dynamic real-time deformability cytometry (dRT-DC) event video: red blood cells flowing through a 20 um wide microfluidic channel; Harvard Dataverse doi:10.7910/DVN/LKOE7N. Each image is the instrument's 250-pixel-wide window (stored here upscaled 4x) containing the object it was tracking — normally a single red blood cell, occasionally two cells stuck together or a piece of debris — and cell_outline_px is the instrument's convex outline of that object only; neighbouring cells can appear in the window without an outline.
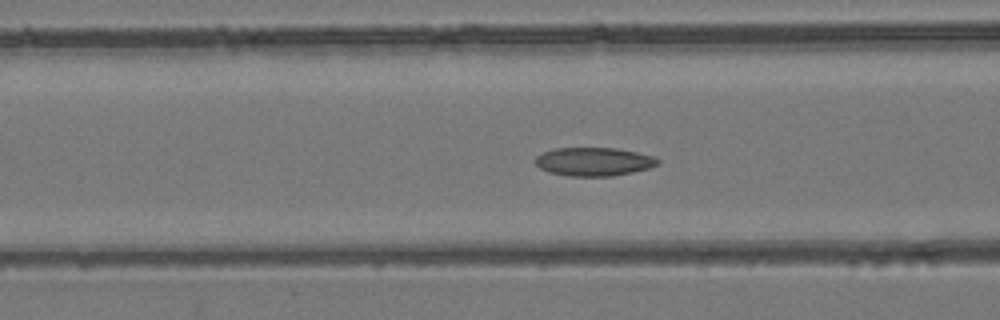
{"species": "common noctule bat (a hibernating species)", "species_latin": "Nyctalus noctula", "temperature_condition": "room temperature", "stored_images_in_passage": 55, "camera_frame_rate_fps": 3000, "um_per_image_px": 0.085, "animal": {"sex": "female", "body_mass_g": 24.6, "forearm_length_mm": 56.2}, "frame": {"image": 1, "passage_image": 22, "time_ms": 7.0, "image_size_px": [1000, 320], "cell_outline_px": [[660, 164], [648, 168], [632, 172], [612, 176], [568, 176], [548, 172], [540, 168], [532, 160], [536, 156], [544, 152], [556, 148], [616, 148], [636, 152], [652, 156], [660, 160]], "centroid_in_image_um": [50.45, 13.74], "position_along_channel_um": 116.2, "area_um2": 20.35}}
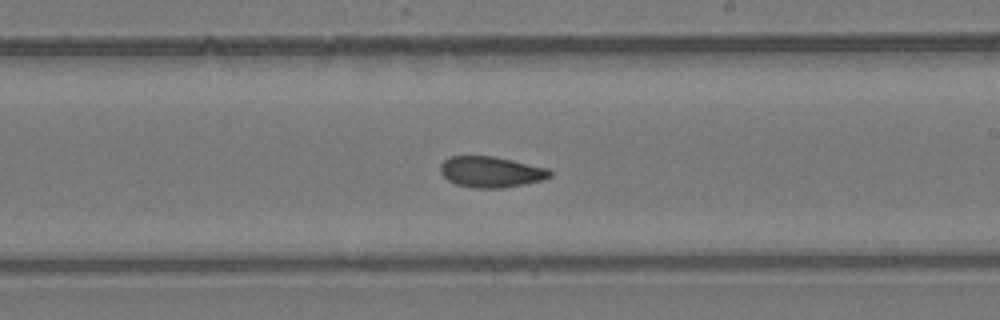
{"frame": {"image": 2, "passage_image": 32, "time_ms": 10.333, "image_size_px": [1000, 320], "cell_outline_px": [[552, 176], [540, 180], [524, 184], [500, 188], [472, 188], [456, 184], [448, 180], [440, 172], [440, 164], [448, 156], [492, 156], [512, 160], [548, 168], [552, 172]], "centroid_in_image_um": [41.7, 14.61], "position_along_channel_um": 247.3, "area_um2": 19.71}}
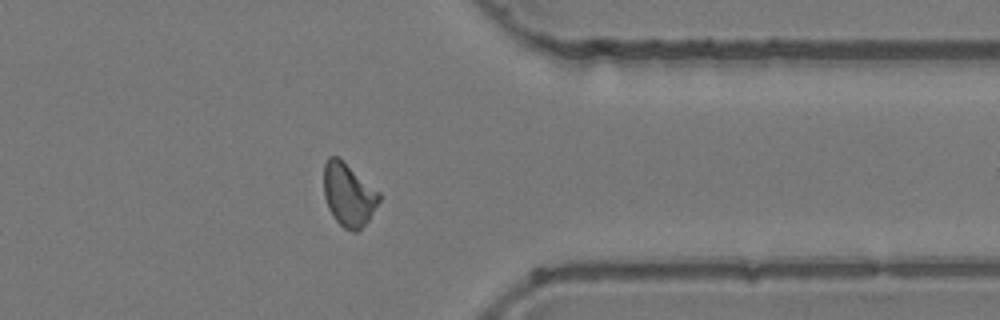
{"frame": {"image": 3, "passage_image": 43, "time_ms": 14.0, "image_size_px": [1000, 320], "cell_outline_px": [[380, 200], [368, 220], [356, 232], [352, 232], [344, 228], [332, 216], [328, 208], [324, 196], [324, 164], [328, 156], [336, 156], [380, 192]], "centroid_in_image_um": [29.61, 16.56], "position_along_channel_um": 381.8, "area_um2": 20.06}, "authors_computed_cell_mechanics": {"area_um2": 20.2878, "velocity_mm_per_s": 3.9305, "shape_relaxation_time_tau1_ms": null, "shape_relaxation_time_tau2_ms": 4.1461, "deformation_change_tau1": null, "deformation_change_tau2": 0.0747}}